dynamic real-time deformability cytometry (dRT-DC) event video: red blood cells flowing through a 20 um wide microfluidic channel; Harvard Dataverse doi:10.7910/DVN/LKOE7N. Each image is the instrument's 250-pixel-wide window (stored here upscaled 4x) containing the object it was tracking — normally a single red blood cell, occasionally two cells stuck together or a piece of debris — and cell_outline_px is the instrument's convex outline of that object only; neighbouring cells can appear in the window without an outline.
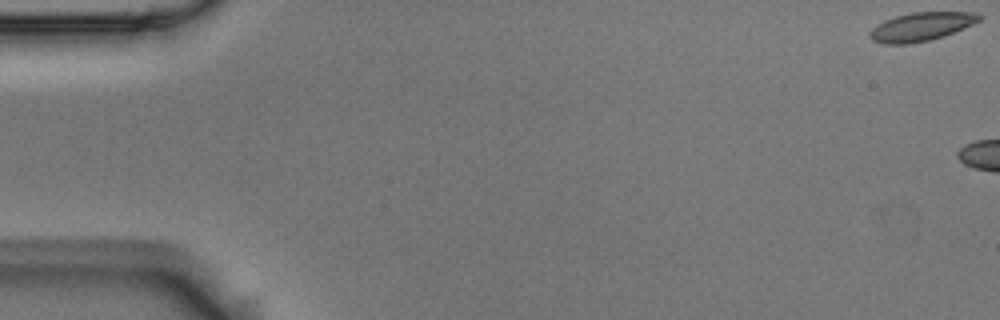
{"species": "Egyptian fruit bat (a non-hibernating species)", "species_latin": "Rousettus aegyptiacus", "temperature_condition": "room temperature", "stored_images_in_passage": 5, "camera_frame_rate_fps": 3000, "um_per_image_px": 0.085, "animal": {"sex": "male"}, "frame": {"image": 1, "passage_image": 1, "time_ms": 0.0, "image_size_px": [1000, 320], "cell_outline_px": [[984, 16], [980, 20], [972, 24], [944, 36], [928, 40], [908, 44], [884, 44], [872, 40], [868, 36], [868, 32], [876, 24], [884, 20], [896, 16], [912, 12], [976, 12]], "centroid_in_image_um": [78.27, 2.26], "position_along_channel_um": 6.7, "area_um2": 18.26}}